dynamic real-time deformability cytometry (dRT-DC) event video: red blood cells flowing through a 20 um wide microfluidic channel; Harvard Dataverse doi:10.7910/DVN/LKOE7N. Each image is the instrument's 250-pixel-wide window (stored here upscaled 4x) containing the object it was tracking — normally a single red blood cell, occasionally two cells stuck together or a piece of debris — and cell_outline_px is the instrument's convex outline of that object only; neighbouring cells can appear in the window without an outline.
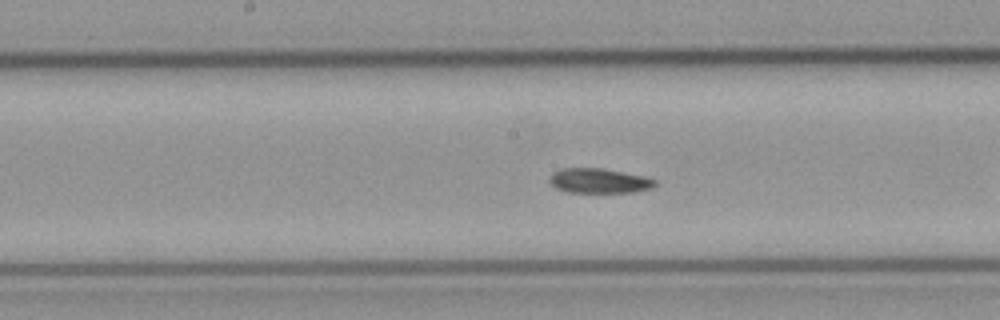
{"species": "common noctule bat (a hibernating species)", "species_latin": "Nyctalus noctula", "temperature_condition": "cold", "stored_images_in_passage": 41, "camera_frame_rate_fps": 3000, "um_per_image_px": 0.085, "animal": {"sex": "male", "body_mass_g": 23.1, "forearm_length_mm": 52.7}, "frame": {"image": 1, "passage_image": 13, "time_ms": 4.0, "image_size_px": [1000, 320], "cell_outline_px": [[656, 184], [652, 188], [632, 192], [568, 192], [556, 188], [548, 180], [552, 172], [560, 168], [600, 168], [644, 176], [656, 180]], "centroid_in_image_um": [50.89, 15.36], "position_along_channel_um": 197.3, "area_um2": 15.14}}
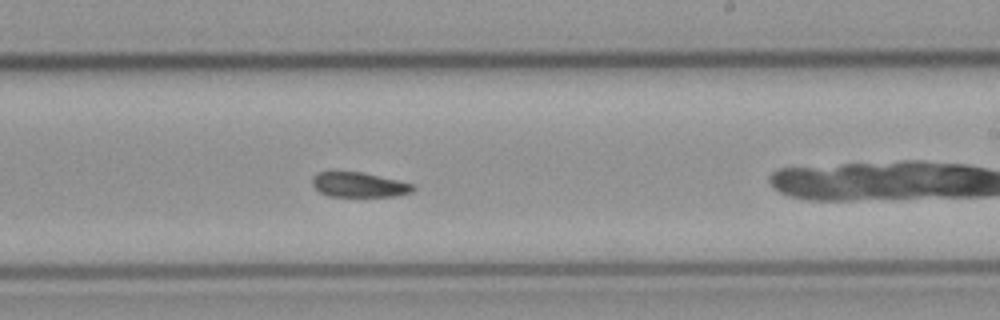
{"frame": {"image": 2, "passage_image": 18, "time_ms": 5.667, "image_size_px": [1000, 320], "cell_outline_px": [[416, 188], [412, 192], [396, 196], [328, 196], [320, 192], [312, 184], [312, 176], [320, 172], [364, 172], [416, 184]], "centroid_in_image_um": [30.57, 15.7], "position_along_channel_um": 258.4, "area_um2": 14.68}}
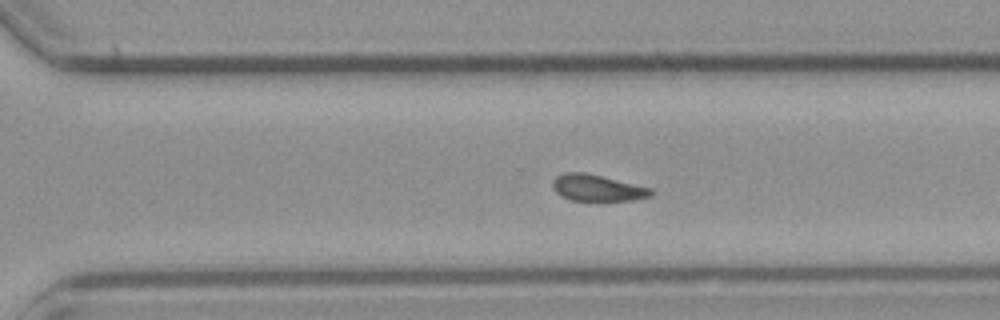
{"frame": {"image": 3, "passage_image": 23, "time_ms": 7.333, "image_size_px": [1000, 320], "cell_outline_px": [[652, 196], [632, 200], [600, 204], [572, 200], [560, 196], [552, 188], [552, 180], [556, 176], [564, 172], [584, 172], [652, 188]], "centroid_in_image_um": [50.75, 16.03], "position_along_channel_um": 319.9, "area_um2": 15.95}, "authors_computed_cell_mechanics": {"area_um2": 15.606, "velocity_mm_per_s": 3.6872, "shape_relaxation_time_tau1_ms": 1.1188, "shape_relaxation_time_tau2_ms": 2.1847, "deformation_change_tau1": 0.2248, "deformation_change_tau2": 0.0687}}